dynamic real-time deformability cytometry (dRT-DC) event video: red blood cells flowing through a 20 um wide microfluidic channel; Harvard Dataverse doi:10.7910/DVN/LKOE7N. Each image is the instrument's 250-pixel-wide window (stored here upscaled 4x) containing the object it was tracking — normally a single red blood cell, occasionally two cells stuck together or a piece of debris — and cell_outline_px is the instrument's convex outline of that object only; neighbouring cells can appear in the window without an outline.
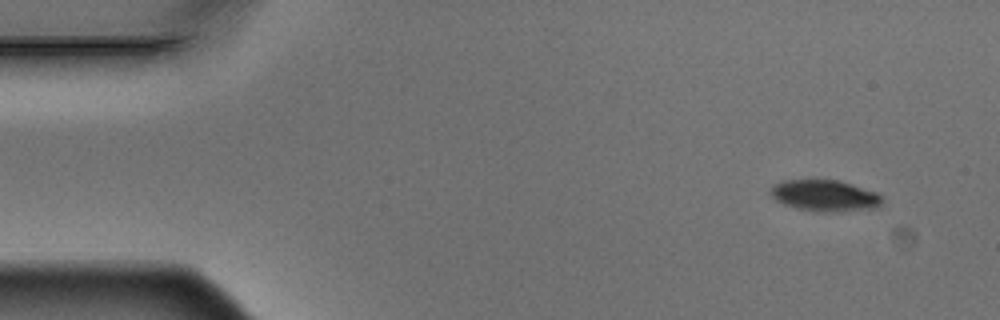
{"species": "Egyptian fruit bat (a non-hibernating species)", "species_latin": "Rousettus aegyptiacus", "temperature_condition": "warm", "stored_images_in_passage": 9, "camera_frame_rate_fps": 3000, "um_per_image_px": 0.085, "animal": {"sex": "male"}, "frame": {"image": 1, "passage_image": 1, "time_ms": 0.0, "image_size_px": [1000, 320], "cell_outline_px": [[884, 200], [876, 208], [840, 212], [820, 212], [796, 208], [784, 204], [776, 200], [768, 192], [776, 184], [784, 180], [836, 180], [852, 184], [876, 192]], "centroid_in_image_um": [70.12, 16.64], "position_along_channel_um": 14.9, "area_um2": 20.35}}
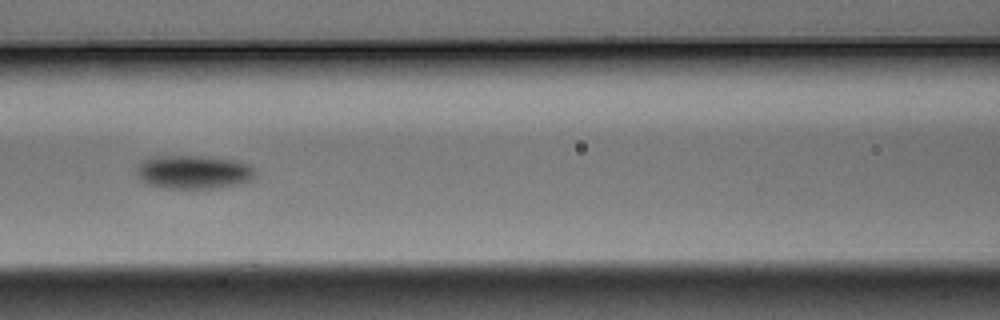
{"frame": {"image": 2, "passage_image": 6, "time_ms": 1.667, "image_size_px": [1000, 320], "cell_outline_px": [[256, 176], [244, 184], [216, 188], [168, 188], [148, 184], [136, 172], [136, 168], [144, 160], [160, 156], [212, 156], [236, 160], [248, 164], [256, 172]], "centroid_in_image_um": [16.54, 14.62], "position_along_channel_um": 150.1, "area_um2": 23.24}}
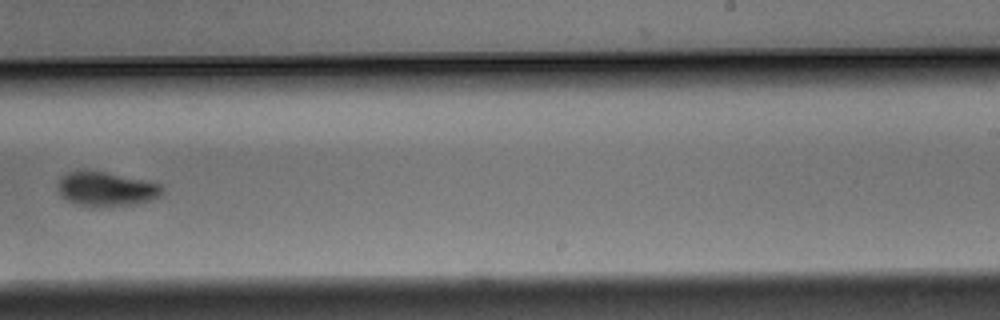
{"frame": {"image": 3, "passage_image": 9, "time_ms": 2.667, "image_size_px": [1000, 320], "cell_outline_px": [[164, 192], [160, 196], [152, 200], [136, 204], [80, 204], [68, 200], [56, 188], [60, 180], [68, 172], [104, 172], [160, 184], [164, 188]], "centroid_in_image_um": [9.1, 16.05], "position_along_channel_um": 279.9, "area_um2": 19.65}}